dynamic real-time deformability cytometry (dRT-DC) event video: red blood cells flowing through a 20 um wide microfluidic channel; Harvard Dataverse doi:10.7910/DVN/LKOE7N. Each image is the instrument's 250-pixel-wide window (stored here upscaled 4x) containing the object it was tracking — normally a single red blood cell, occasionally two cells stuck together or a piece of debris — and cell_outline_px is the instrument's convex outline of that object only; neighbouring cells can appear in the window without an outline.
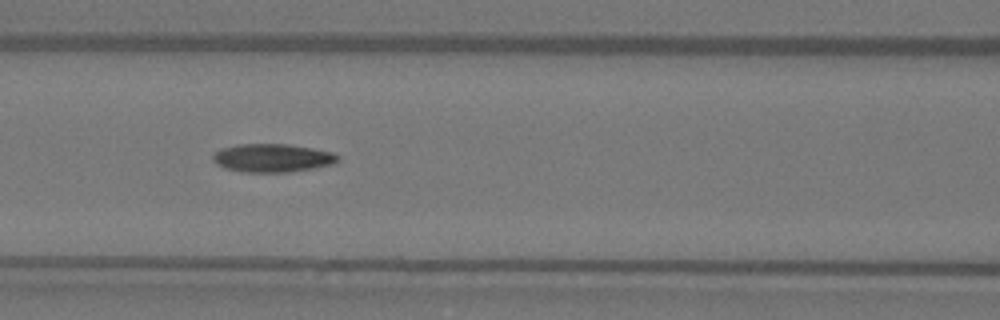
{"species": "Egyptian fruit bat (a non-hibernating species)", "species_latin": "Rousettus aegyptiacus", "temperature_condition": "warm", "stored_images_in_passage": 33, "camera_frame_rate_fps": 3000, "um_per_image_px": 0.085, "animal": {"sex": "female"}, "frame": {"image": 1, "passage_image": 10, "time_ms": 3.0, "image_size_px": [1000, 320], "cell_outline_px": [[340, 156], [332, 164], [316, 168], [288, 172], [244, 172], [224, 168], [216, 164], [212, 160], [212, 156], [220, 148], [236, 144], [288, 144], [312, 148], [332, 152]], "centroid_in_image_um": [23.12, 13.42], "position_along_channel_um": 143.5, "area_um2": 20.69}, "authors_computed_cell_mechanics": {"area_um2": 20.4612, "velocity_mm_per_s": 4.0936, "shape_relaxation_time_tau1_ms": 4.6223, "shape_relaxation_time_tau2_ms": 4.3353, "deformation_change_tau1": 0.1826, "deformation_change_tau2": 0.1034}}